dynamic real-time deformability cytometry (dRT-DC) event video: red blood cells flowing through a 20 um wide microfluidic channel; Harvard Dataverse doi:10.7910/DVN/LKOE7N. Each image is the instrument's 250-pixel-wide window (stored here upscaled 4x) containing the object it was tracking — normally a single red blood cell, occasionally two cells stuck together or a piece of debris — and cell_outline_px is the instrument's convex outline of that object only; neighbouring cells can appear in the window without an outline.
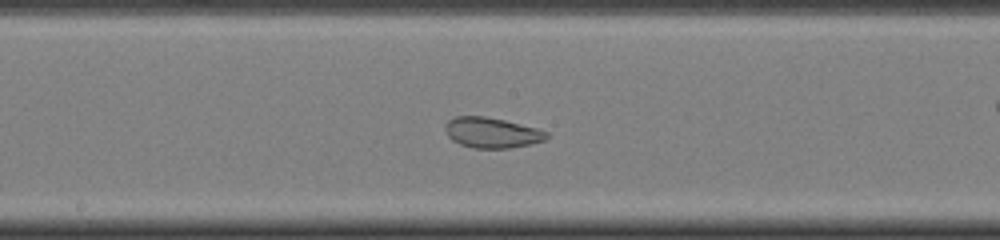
{"species": "common noctule bat (a hibernating species)", "species_latin": "Nyctalus noctula", "temperature_condition": "cold", "stored_images_in_passage": 41, "camera_frame_rate_fps": 3000, "um_per_image_px": 0.085, "animal": {"sex": "female", "body_mass_g": 22.0, "forearm_length_mm": 56.7}, "frame": {"image": 1, "passage_image": 18, "time_ms": 5.667, "image_size_px": [1000, 240], "cell_outline_px": [[548, 136], [544, 140], [532, 144], [508, 148], [472, 148], [460, 144], [452, 140], [448, 136], [444, 128], [444, 124], [448, 120], [456, 116], [484, 116], [504, 120], [536, 128], [548, 132]], "centroid_in_image_um": [41.77, 11.28], "position_along_channel_um": 206.4, "area_um2": 17.98}}